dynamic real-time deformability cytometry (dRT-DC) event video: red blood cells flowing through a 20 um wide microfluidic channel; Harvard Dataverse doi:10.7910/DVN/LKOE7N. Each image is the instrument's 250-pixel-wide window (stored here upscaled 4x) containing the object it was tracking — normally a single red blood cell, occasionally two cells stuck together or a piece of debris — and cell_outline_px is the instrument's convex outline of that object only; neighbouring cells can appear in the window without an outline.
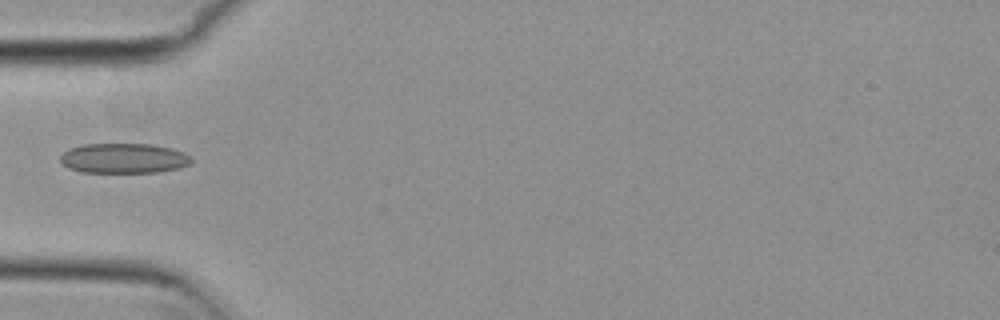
{"species": "common noctule bat (a hibernating species)", "species_latin": "Nyctalus noctula", "temperature_condition": "cold", "stored_images_in_passage": 6, "camera_frame_rate_fps": 3000, "um_per_image_px": 0.085, "animal": {"sex": "female", "body_mass_g": 29.2, "forearm_length_mm": 56.3}, "frame": {"image": 1, "passage_image": 5, "time_ms": 1.333, "image_size_px": [1000, 320], "cell_outline_px": [[192, 160], [188, 164], [180, 168], [160, 172], [80, 172], [68, 168], [60, 160], [60, 156], [68, 148], [84, 144], [152, 144], [172, 148], [184, 152]], "centroid_in_image_um": [10.51, 13.45], "position_along_channel_um": 74.5, "area_um2": 22.95}}
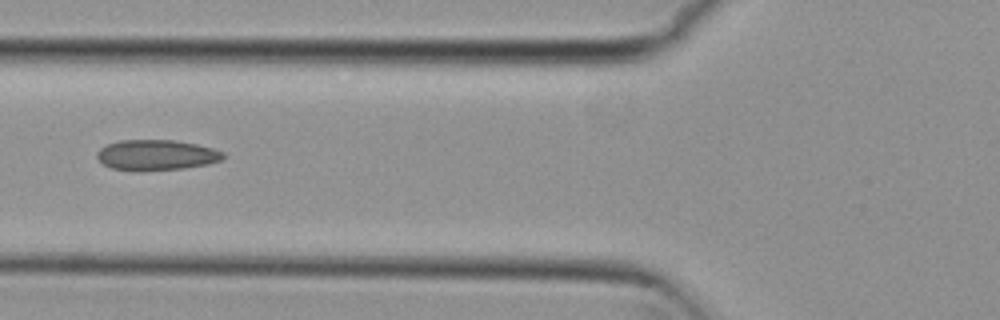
{"frame": {"image": 2, "passage_image": 6, "time_ms": 1.667, "image_size_px": [1000, 320], "cell_outline_px": [[224, 156], [220, 160], [208, 164], [184, 168], [112, 168], [104, 164], [96, 156], [96, 152], [100, 148], [108, 144], [120, 140], [176, 140], [196, 144], [212, 148], [224, 152]], "centroid_in_image_um": [13.32, 13.13], "position_along_channel_um": 112.5, "area_um2": 21.5}}